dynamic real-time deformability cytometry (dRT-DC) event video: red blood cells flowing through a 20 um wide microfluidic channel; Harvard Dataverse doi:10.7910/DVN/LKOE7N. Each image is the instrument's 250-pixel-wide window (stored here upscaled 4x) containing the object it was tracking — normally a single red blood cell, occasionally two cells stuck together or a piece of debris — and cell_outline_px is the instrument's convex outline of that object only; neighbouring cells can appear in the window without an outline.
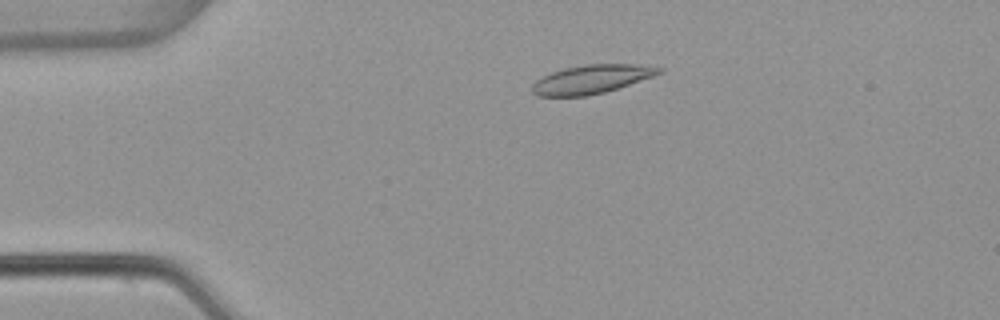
{"species": "common noctule bat (a hibernating species)", "species_latin": "Nyctalus noctula", "temperature_condition": "warm", "stored_images_in_passage": 5, "camera_frame_rate_fps": 3000, "um_per_image_px": 0.085, "animal": {"sex": "female", "body_mass_g": 22.7, "forearm_length_mm": 54.2}, "frame": {"image": 1, "passage_image": 4, "time_ms": 1.0, "image_size_px": [1000, 320], "cell_outline_px": [[664, 72], [604, 92], [588, 96], [536, 96], [532, 92], [532, 84], [536, 80], [552, 72], [564, 68], [588, 64], [636, 64], [664, 68]], "centroid_in_image_um": [50.26, 6.73], "position_along_channel_um": 34.7, "area_um2": 20.98}}